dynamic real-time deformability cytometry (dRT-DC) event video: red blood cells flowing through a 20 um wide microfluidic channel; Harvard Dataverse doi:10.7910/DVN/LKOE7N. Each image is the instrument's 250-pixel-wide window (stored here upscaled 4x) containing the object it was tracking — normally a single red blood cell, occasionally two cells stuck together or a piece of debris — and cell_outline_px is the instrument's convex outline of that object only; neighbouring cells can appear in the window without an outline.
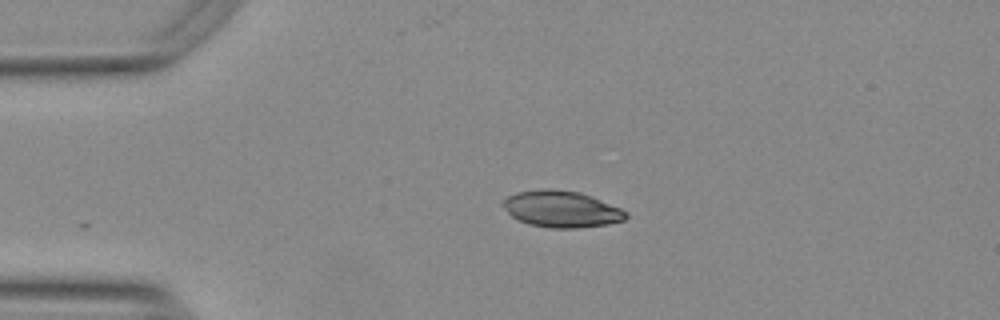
{"species": "Egyptian fruit bat (a non-hibernating species)", "species_latin": "Rousettus aegyptiacus", "temperature_condition": "warm", "stored_images_in_passage": 43, "camera_frame_rate_fps": 3000, "um_per_image_px": 0.085, "animal": {"sex": "female"}, "frame": {"image": 1, "passage_image": 1, "time_ms": 0.0, "image_size_px": [1000, 320], "cell_outline_px": [[628, 216], [624, 220], [608, 224], [580, 228], [552, 228], [528, 224], [516, 220], [500, 204], [500, 200], [516, 192], [548, 188], [580, 192], [592, 196], [620, 208], [628, 212]], "centroid_in_image_um": [47.7, 17.77], "position_along_channel_um": 37.3, "area_um2": 26.41}}
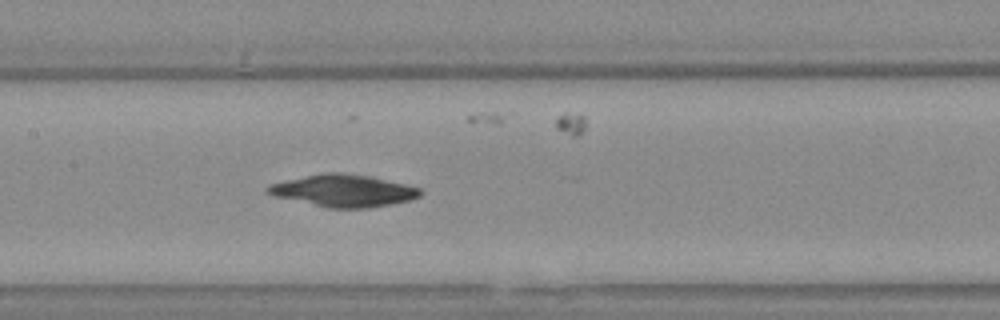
{"frame": {"image": 2, "passage_image": 15, "time_ms": 4.667, "image_size_px": [1000, 320], "cell_outline_px": [[424, 192], [420, 196], [408, 200], [368, 208], [328, 208], [276, 196], [264, 192], [264, 188], [268, 184], [324, 172], [340, 172], [368, 176], [404, 184], [420, 188]], "centroid_in_image_um": [29.16, 16.2], "position_along_channel_um": 178.2, "area_um2": 28.26}}
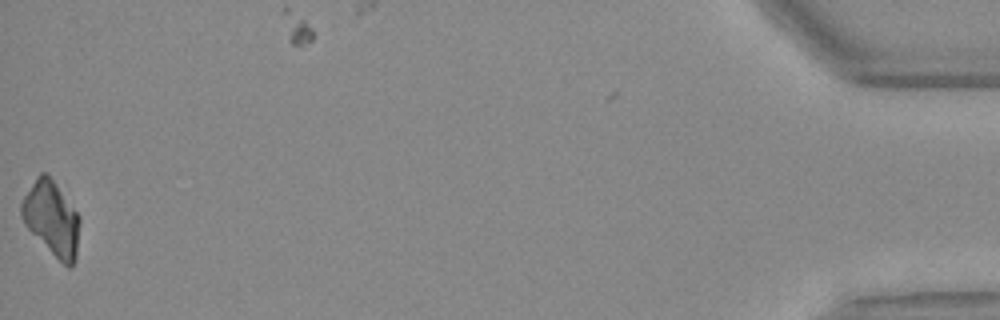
{"frame": {"image": 3, "passage_image": 43, "time_ms": 14.0, "image_size_px": [1000, 320], "cell_outline_px": [[80, 224], [76, 260], [72, 268], [68, 268], [24, 224], [20, 216], [20, 204], [24, 196], [36, 176], [40, 172], [44, 172], [56, 184], [80, 216]], "centroid_in_image_um": [4.4, 18.57], "position_along_channel_um": 430.8, "area_um2": 24.91}, "authors_computed_cell_mechanics": {"area_um2": 27.9174, "velocity_mm_per_s": 3.7698, "shape_relaxation_time_tau1_ms": 5.2068, "shape_relaxation_time_tau2_ms": null, "deformation_change_tau1": 0.0944, "deformation_change_tau2": null}}